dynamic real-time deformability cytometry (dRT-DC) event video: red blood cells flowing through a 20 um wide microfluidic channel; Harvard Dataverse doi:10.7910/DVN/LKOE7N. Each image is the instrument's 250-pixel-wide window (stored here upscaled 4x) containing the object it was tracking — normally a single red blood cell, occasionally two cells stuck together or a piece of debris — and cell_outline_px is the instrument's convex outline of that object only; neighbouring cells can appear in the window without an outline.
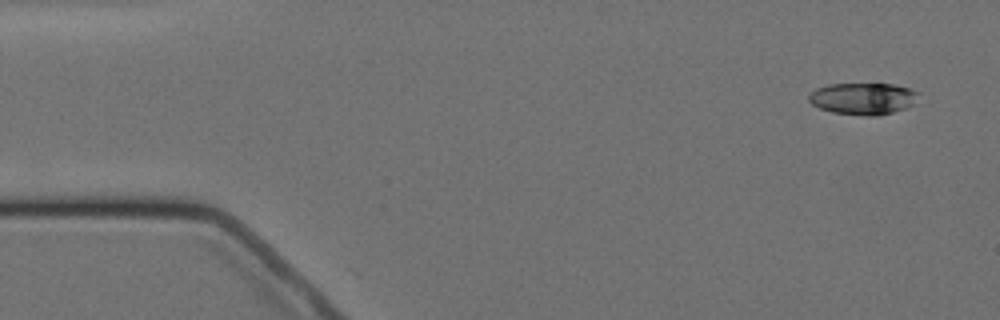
{"species": "Egyptian fruit bat (a non-hibernating species)", "species_latin": "Rousettus aegyptiacus", "temperature_condition": "cold", "stored_images_in_passage": 6, "camera_frame_rate_fps": 3000, "um_per_image_px": 0.085, "animal": {"sex": "female"}, "frame": {"image": 1, "passage_image": 1, "time_ms": 0.0, "image_size_px": [1000, 320], "cell_outline_px": [[920, 92], [912, 104], [904, 108], [892, 112], [876, 116], [868, 116], [832, 112], [820, 108], [812, 104], [808, 100], [808, 96], [816, 88], [828, 84], [876, 80], [908, 88]], "centroid_in_image_um": [73.34, 8.32], "position_along_channel_um": 11.7, "area_um2": 21.04}}
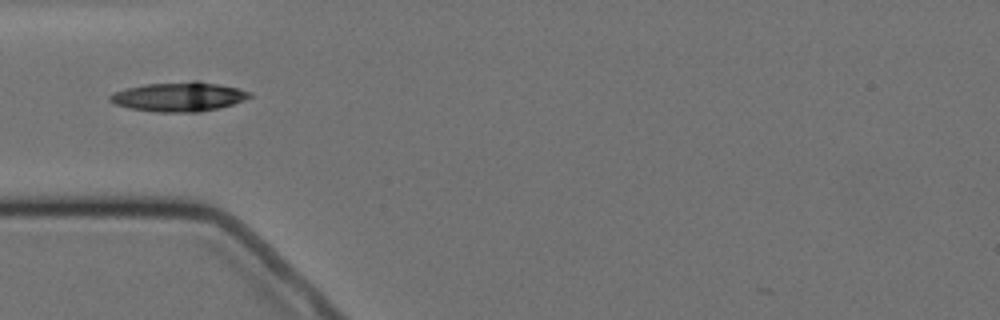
{"frame": {"image": 2, "passage_image": 5, "time_ms": 4.667, "image_size_px": [1000, 320], "cell_outline_px": [[252, 96], [244, 100], [220, 108], [200, 112], [156, 112], [128, 108], [116, 104], [108, 100], [108, 96], [112, 92], [144, 84], [192, 80], [196, 80], [240, 88], [252, 92]], "centroid_in_image_um": [15.21, 8.21], "position_along_channel_um": 69.8, "area_um2": 24.22}}
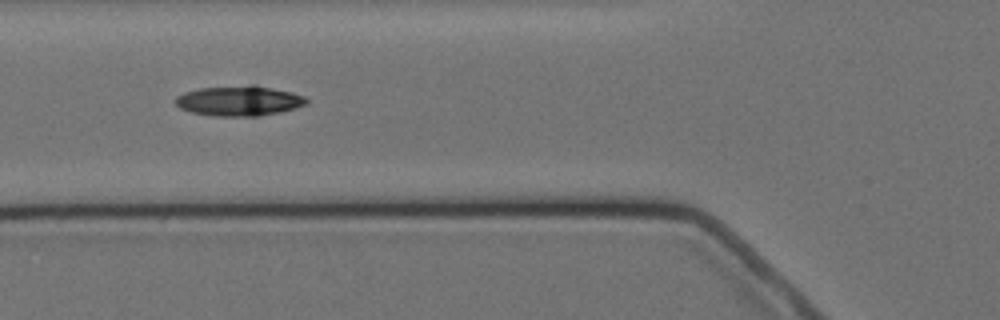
{"frame": {"image": 3, "passage_image": 6, "time_ms": 5.667, "image_size_px": [1000, 320], "cell_outline_px": [[308, 104], [296, 108], [280, 112], [260, 116], [212, 116], [192, 112], [180, 108], [176, 104], [176, 96], [184, 92], [200, 88], [252, 84], [256, 84], [292, 92], [304, 96], [308, 100]], "centroid_in_image_um": [20.36, 8.56], "position_along_channel_um": 105.4, "area_um2": 23.24}}